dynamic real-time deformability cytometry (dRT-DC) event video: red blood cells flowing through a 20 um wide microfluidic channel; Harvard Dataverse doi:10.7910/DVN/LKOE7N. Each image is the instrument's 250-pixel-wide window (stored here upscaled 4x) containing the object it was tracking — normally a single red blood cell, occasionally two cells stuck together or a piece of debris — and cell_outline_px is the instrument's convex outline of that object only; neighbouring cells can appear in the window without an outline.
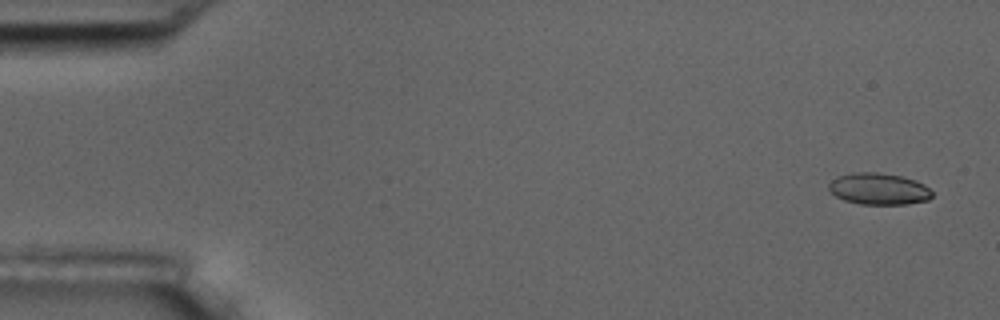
{"species": "common noctule bat (a hibernating species)", "species_latin": "Nyctalus noctula", "temperature_condition": "room temperature", "stored_images_in_passage": 5, "camera_frame_rate_fps": 3000, "um_per_image_px": 0.085, "animal": {"sex": "male", "body_mass_g": 17.5, "forearm_length_mm": 52.3}, "frame": {"image": 1, "passage_image": 1, "time_ms": 0.0, "image_size_px": [1000, 320], "cell_outline_px": [[932, 196], [928, 200], [908, 204], [860, 204], [844, 200], [836, 196], [828, 188], [828, 184], [836, 176], [856, 172], [876, 172], [900, 176], [916, 180], [924, 184], [932, 192]], "centroid_in_image_um": [74.69, 16.05], "position_along_channel_um": 10.3, "area_um2": 19.02}}
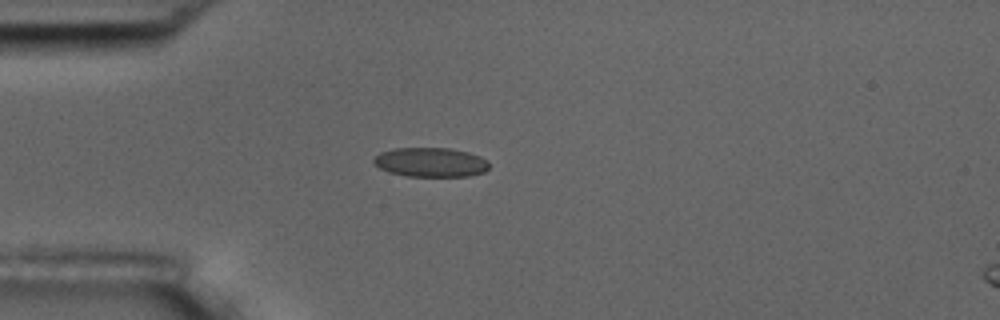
{"frame": {"image": 2, "passage_image": 5, "time_ms": 1.333, "image_size_px": [1000, 320], "cell_outline_px": [[488, 168], [484, 172], [468, 176], [408, 176], [388, 172], [372, 164], [372, 160], [380, 152], [396, 148], [448, 148], [468, 152], [480, 156], [488, 160]], "centroid_in_image_um": [36.59, 13.79], "position_along_channel_um": 48.4, "area_um2": 19.77}}